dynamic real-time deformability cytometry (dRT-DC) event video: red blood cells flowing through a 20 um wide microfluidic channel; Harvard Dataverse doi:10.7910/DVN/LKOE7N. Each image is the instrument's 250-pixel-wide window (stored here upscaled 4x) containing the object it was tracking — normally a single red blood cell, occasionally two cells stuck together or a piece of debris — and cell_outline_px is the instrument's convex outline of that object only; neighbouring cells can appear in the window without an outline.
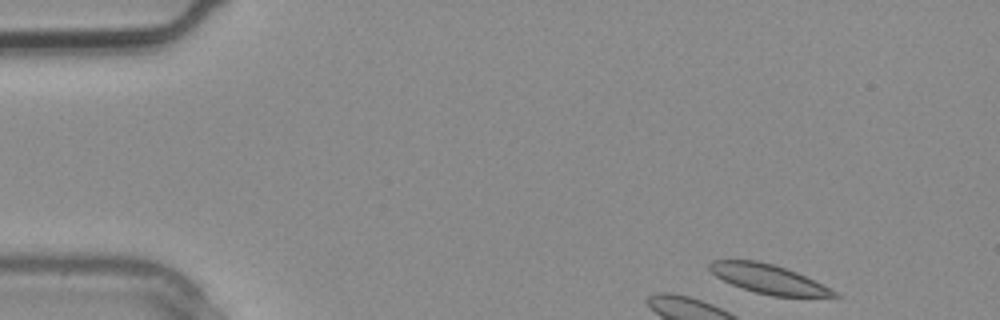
{"species": "common noctule bat (a hibernating species)", "species_latin": "Nyctalus noctula", "temperature_condition": "warm", "stored_images_in_passage": 3, "camera_frame_rate_fps": 3000, "um_per_image_px": 0.085, "animal": {"sex": "male", "body_mass_g": 20.4}, "frame": {"image": 1, "passage_image": 1, "time_ms": 0.0, "image_size_px": [1000, 320], "cell_outline_px": [[840, 296], [772, 296], [756, 292], [732, 284], [716, 276], [708, 268], [708, 264], [712, 260], [756, 260], [772, 264], [796, 272], [836, 292]], "centroid_in_image_um": [65.24, 23.69], "position_along_channel_um": 19.8, "area_um2": 20.46}}